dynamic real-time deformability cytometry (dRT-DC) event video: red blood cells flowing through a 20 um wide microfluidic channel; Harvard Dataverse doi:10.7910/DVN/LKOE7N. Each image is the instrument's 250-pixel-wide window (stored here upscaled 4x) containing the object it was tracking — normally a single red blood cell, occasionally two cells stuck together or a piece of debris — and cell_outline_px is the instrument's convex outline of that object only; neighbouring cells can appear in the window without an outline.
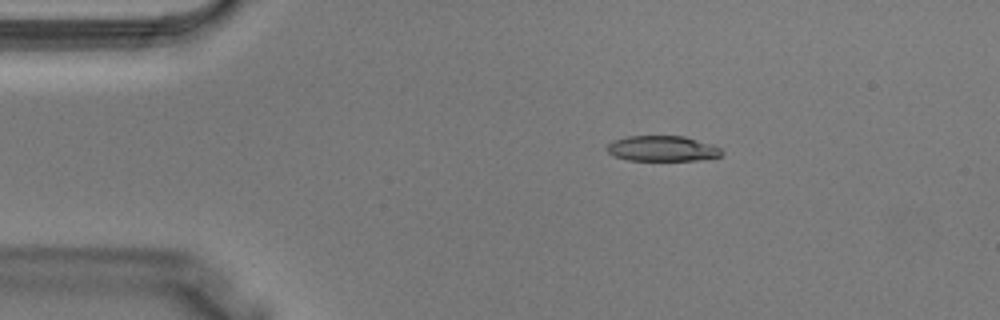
{"species": "Egyptian fruit bat (a non-hibernating species)", "species_latin": "Rousettus aegyptiacus", "temperature_condition": "warm", "stored_images_in_passage": 2, "camera_frame_rate_fps": 3000, "um_per_image_px": 0.085, "animal": {"sex": "male"}, "frame": {"image": 1, "passage_image": 1, "time_ms": 0.0, "image_size_px": [1000, 320], "cell_outline_px": [[724, 152], [720, 156], [696, 160], [628, 160], [616, 156], [608, 152], [604, 148], [612, 140], [628, 136], [684, 136], [712, 144], [720, 148]], "centroid_in_image_um": [56.28, 12.62], "position_along_channel_um": 28.7, "area_um2": 16.99}}